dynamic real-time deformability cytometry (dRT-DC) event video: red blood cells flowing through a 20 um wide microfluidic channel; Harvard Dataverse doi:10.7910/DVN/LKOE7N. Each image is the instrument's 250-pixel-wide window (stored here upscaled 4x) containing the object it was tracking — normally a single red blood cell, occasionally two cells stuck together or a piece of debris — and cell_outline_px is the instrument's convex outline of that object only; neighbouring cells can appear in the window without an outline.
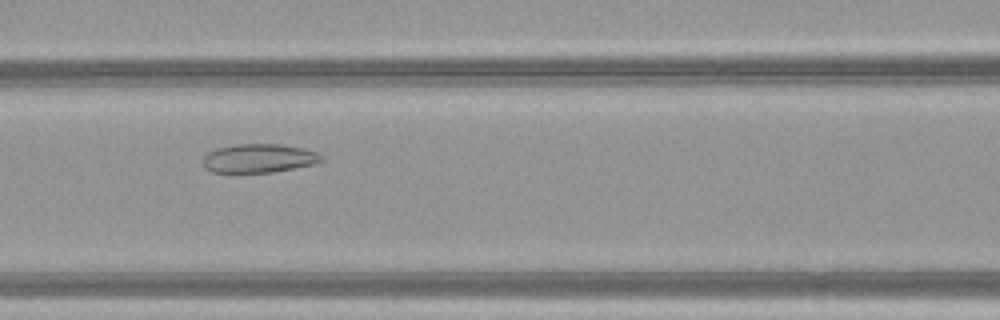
{"species": "common noctule bat (a hibernating species)", "species_latin": "Nyctalus noctula", "temperature_condition": "warm", "stored_images_in_passage": 37, "camera_frame_rate_fps": 3000, "um_per_image_px": 0.085, "animal": {"sex": "female", "body_mass_g": 21.9}, "frame": {"image": 1, "passage_image": 10, "time_ms": 3.0, "image_size_px": [1000, 320], "cell_outline_px": [[324, 160], [316, 164], [272, 172], [212, 172], [204, 168], [204, 156], [208, 152], [216, 148], [236, 144], [280, 144], [300, 148], [316, 152]], "centroid_in_image_um": [21.99, 13.45], "position_along_channel_um": 144.6, "area_um2": 19.71}}
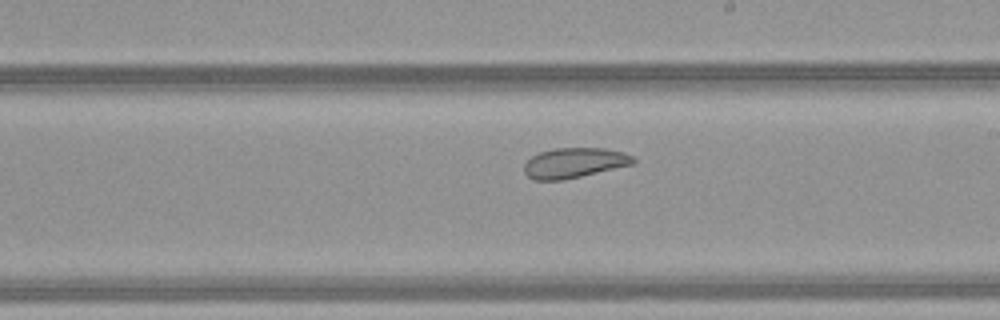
{"frame": {"image": 2, "passage_image": 17, "time_ms": 5.333, "image_size_px": [1000, 320], "cell_outline_px": [[636, 160], [632, 164], [564, 180], [532, 180], [524, 172], [524, 164], [532, 156], [540, 152], [556, 148], [604, 148], [624, 152], [632, 156]], "centroid_in_image_um": [48.79, 13.84], "position_along_channel_um": 240.2, "area_um2": 19.02}}
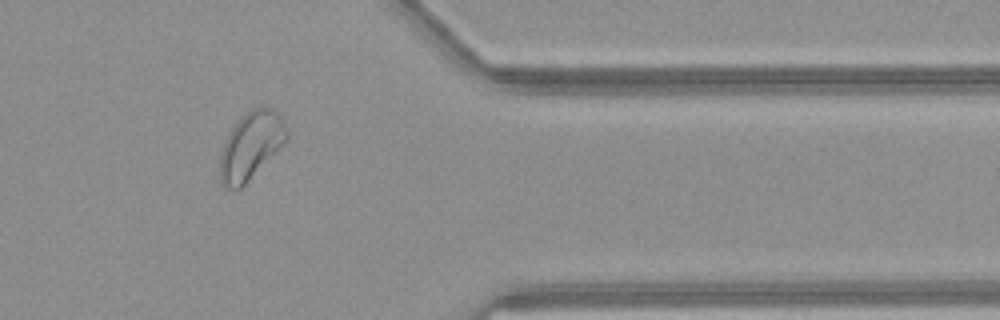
{"frame": {"image": 3, "passage_image": 29, "time_ms": 9.333, "image_size_px": [1000, 320], "cell_outline_px": [[288, 140], [240, 188], [228, 188], [220, 180], [220, 156], [224, 144], [232, 128], [244, 112], [260, 104], [272, 108], [280, 116], [288, 128]], "centroid_in_image_um": [21.36, 12.31], "position_along_channel_um": 390.0, "area_um2": 26.01}, "authors_computed_cell_mechanics": {"area_um2": 20.6346, "velocity_mm_per_s": 4.0989, "shape_relaxation_time_tau1_ms": null, "shape_relaxation_time_tau2_ms": 2.9804, "deformation_change_tau1": null, "deformation_change_tau2": 0.0821}}